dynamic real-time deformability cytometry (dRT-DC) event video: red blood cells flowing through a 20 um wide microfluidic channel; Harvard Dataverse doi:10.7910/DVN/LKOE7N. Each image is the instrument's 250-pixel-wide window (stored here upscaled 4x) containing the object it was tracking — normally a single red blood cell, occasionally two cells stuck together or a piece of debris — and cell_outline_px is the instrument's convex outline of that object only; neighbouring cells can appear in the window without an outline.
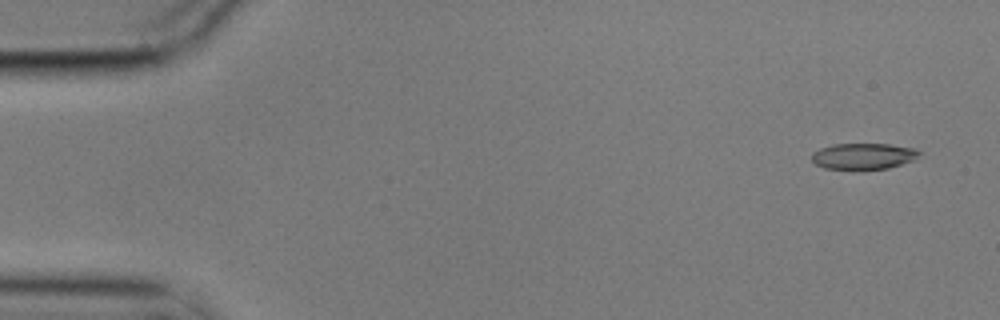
{"species": "common noctule bat (a hibernating species)", "species_latin": "Nyctalus noctula", "temperature_condition": "cold", "stored_images_in_passage": 5, "camera_frame_rate_fps": 3000, "um_per_image_px": 0.085, "animal": {"sex": "male", "body_mass_g": 17.9}, "frame": {"image": 1, "passage_image": 1, "time_ms": 0.0, "image_size_px": [1000, 320], "cell_outline_px": [[920, 152], [912, 160], [888, 168], [852, 172], [824, 168], [816, 164], [812, 160], [812, 152], [820, 148], [832, 144], [888, 144], [912, 148]], "centroid_in_image_um": [73.29, 13.31], "position_along_channel_um": 11.7, "area_um2": 16.76}}
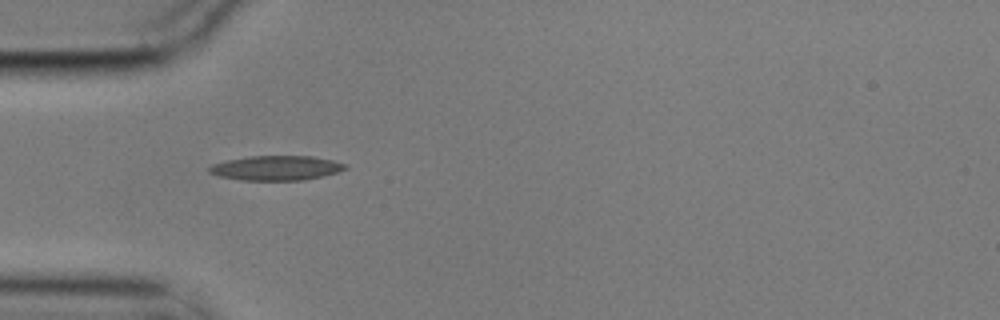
{"frame": {"image": 2, "passage_image": 4, "time_ms": 1.0, "image_size_px": [1000, 320], "cell_outline_px": [[348, 168], [336, 172], [304, 180], [240, 180], [220, 176], [208, 172], [208, 168], [212, 164], [228, 160], [248, 156], [312, 156], [332, 160], [348, 164]], "centroid_in_image_um": [23.48, 14.27], "position_along_channel_um": 61.5, "area_um2": 19.42}}
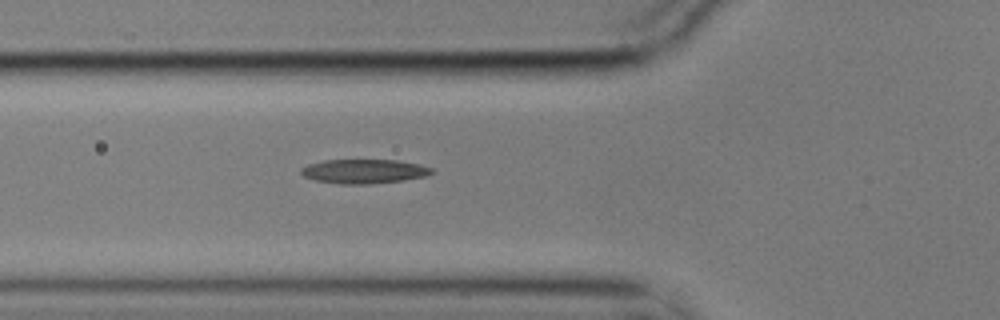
{"frame": {"image": 3, "passage_image": 5, "time_ms": 1.333, "image_size_px": [1000, 320], "cell_outline_px": [[432, 172], [424, 176], [404, 180], [368, 184], [340, 184], [316, 180], [304, 176], [300, 172], [300, 168], [308, 164], [324, 160], [396, 160], [420, 164], [432, 168]], "centroid_in_image_um": [30.91, 14.56], "position_along_channel_um": 94.9, "area_um2": 18.32}}